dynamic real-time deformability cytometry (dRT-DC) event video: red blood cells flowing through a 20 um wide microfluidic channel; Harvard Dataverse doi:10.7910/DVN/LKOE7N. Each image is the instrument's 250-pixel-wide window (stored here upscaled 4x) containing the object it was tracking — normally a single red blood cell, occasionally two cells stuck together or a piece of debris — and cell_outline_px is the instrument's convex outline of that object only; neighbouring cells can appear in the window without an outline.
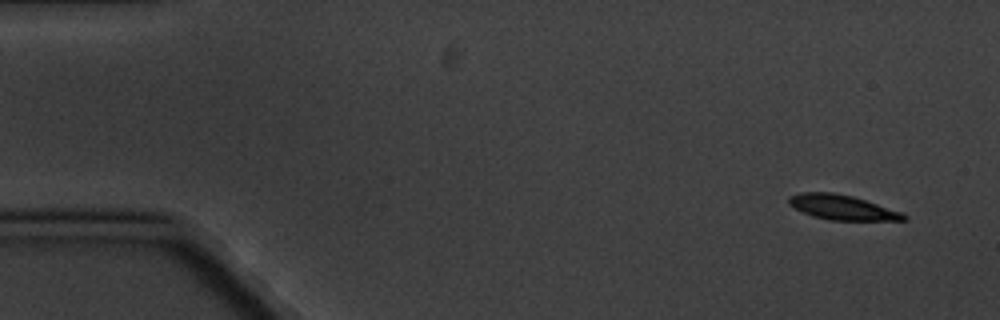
{"species": "common noctule bat (a hibernating species)", "species_latin": "Nyctalus noctula", "temperature_condition": "cold", "stored_images_in_passage": 8, "camera_frame_rate_fps": 3000, "um_per_image_px": 0.085, "animal": {"sex": "male", "body_mass_g": 20.1, "forearm_length_mm": 53.5}, "frame": {"image": 1, "passage_image": 1, "time_ms": 0.0, "image_size_px": [1000, 320], "cell_outline_px": [[908, 220], [828, 220], [812, 216], [788, 204], [788, 196], [800, 192], [832, 192], [852, 196], [904, 212], [908, 216]], "centroid_in_image_um": [71.61, 17.62], "position_along_channel_um": 13.4, "area_um2": 16.7}}
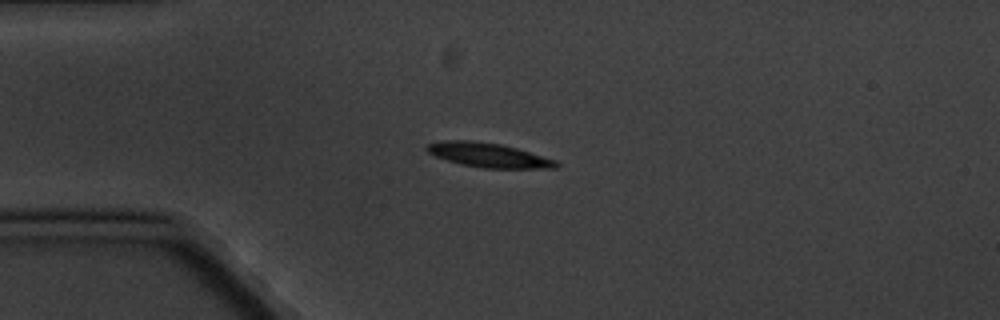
{"frame": {"image": 2, "passage_image": 4, "time_ms": 3.667, "image_size_px": [1000, 320], "cell_outline_px": [[560, 164], [556, 168], [484, 168], [464, 164], [448, 160], [436, 156], [428, 152], [424, 148], [428, 144], [440, 140], [472, 140], [500, 144], [516, 148], [556, 160]], "centroid_in_image_um": [41.51, 13.17], "position_along_channel_um": 43.5, "area_um2": 18.15}}